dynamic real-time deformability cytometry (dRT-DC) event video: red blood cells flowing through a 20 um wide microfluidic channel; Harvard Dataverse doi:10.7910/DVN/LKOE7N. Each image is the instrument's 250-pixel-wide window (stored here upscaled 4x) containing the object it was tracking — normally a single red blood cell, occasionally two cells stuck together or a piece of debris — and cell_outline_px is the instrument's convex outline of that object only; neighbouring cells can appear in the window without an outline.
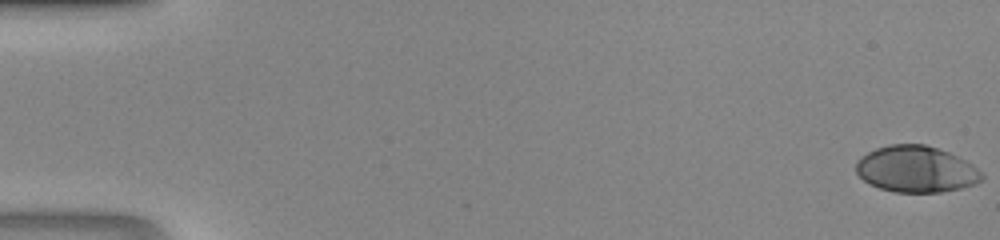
{"species": "human", "species_latin": "Homo sapiens", "temperature_condition": "room temperature", "stored_images_in_passage": 47, "camera_frame_rate_fps": 3000, "um_per_image_px": 0.085, "donor": {"sex": "male"}, "frame": {"image": 1, "passage_image": 1, "time_ms": 0.0, "image_size_px": [1000, 240], "cell_outline_px": [[984, 176], [980, 180], [972, 184], [960, 188], [940, 192], [896, 192], [880, 188], [868, 184], [856, 172], [856, 160], [860, 156], [876, 148], [888, 144], [924, 144], [948, 152], [972, 164]], "centroid_in_image_um": [77.81, 14.37], "position_along_channel_um": 7.2, "area_um2": 33.76}}
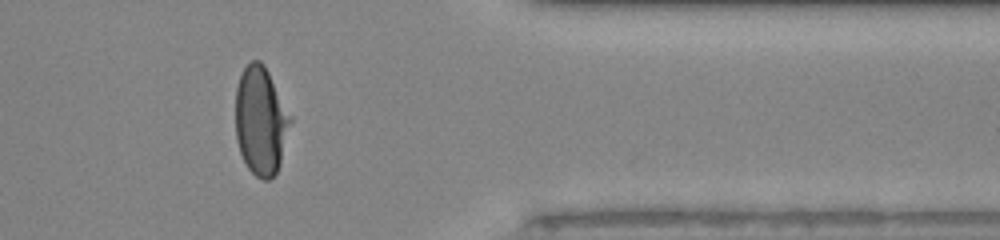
{"frame": {"image": 2, "passage_image": 39, "time_ms": 12.667, "image_size_px": [1000, 240], "cell_outline_px": [[292, 120], [280, 164], [276, 172], [268, 180], [264, 180], [256, 176], [248, 168], [240, 152], [236, 140], [236, 88], [240, 76], [244, 68], [252, 60], [260, 60], [264, 64], [292, 116]], "centroid_in_image_um": [22.17, 10.26], "position_along_channel_um": 389.2, "area_um2": 34.62}}
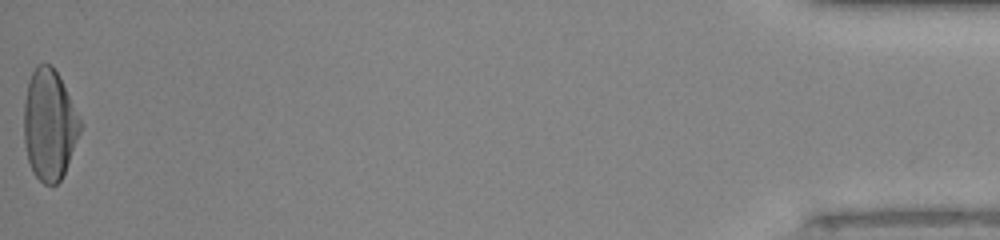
{"frame": {"image": 3, "passage_image": 47, "time_ms": 15.333, "image_size_px": [1000, 240], "cell_outline_px": [[84, 124], [64, 172], [60, 180], [56, 184], [44, 184], [32, 172], [28, 160], [24, 144], [24, 100], [28, 84], [32, 72], [36, 64], [52, 64], [60, 76]], "centroid_in_image_um": [4.21, 10.57], "position_along_channel_um": 431.0, "area_um2": 36.65}}